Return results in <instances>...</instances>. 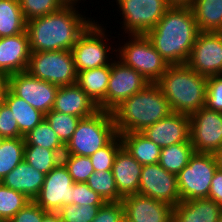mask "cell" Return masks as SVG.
I'll return each mask as SVG.
<instances>
[{
  "instance_id": "obj_1",
  "label": "cell",
  "mask_w": 222,
  "mask_h": 222,
  "mask_svg": "<svg viewBox=\"0 0 222 222\" xmlns=\"http://www.w3.org/2000/svg\"><path fill=\"white\" fill-rule=\"evenodd\" d=\"M78 9V6H63L59 11L26 22L30 52L71 51L95 21L91 15L86 18Z\"/></svg>"
},
{
  "instance_id": "obj_2",
  "label": "cell",
  "mask_w": 222,
  "mask_h": 222,
  "mask_svg": "<svg viewBox=\"0 0 222 222\" xmlns=\"http://www.w3.org/2000/svg\"><path fill=\"white\" fill-rule=\"evenodd\" d=\"M191 8L169 7L145 35L168 65L186 64L199 33Z\"/></svg>"
},
{
  "instance_id": "obj_3",
  "label": "cell",
  "mask_w": 222,
  "mask_h": 222,
  "mask_svg": "<svg viewBox=\"0 0 222 222\" xmlns=\"http://www.w3.org/2000/svg\"><path fill=\"white\" fill-rule=\"evenodd\" d=\"M171 113L169 101L156 83L148 84L112 111L117 134L142 132Z\"/></svg>"
},
{
  "instance_id": "obj_4",
  "label": "cell",
  "mask_w": 222,
  "mask_h": 222,
  "mask_svg": "<svg viewBox=\"0 0 222 222\" xmlns=\"http://www.w3.org/2000/svg\"><path fill=\"white\" fill-rule=\"evenodd\" d=\"M208 77L187 64L169 65L156 82L174 113L190 115L205 106Z\"/></svg>"
},
{
  "instance_id": "obj_5",
  "label": "cell",
  "mask_w": 222,
  "mask_h": 222,
  "mask_svg": "<svg viewBox=\"0 0 222 222\" xmlns=\"http://www.w3.org/2000/svg\"><path fill=\"white\" fill-rule=\"evenodd\" d=\"M117 135L112 112L99 110L80 119L76 130L65 145L64 154L90 157Z\"/></svg>"
},
{
  "instance_id": "obj_6",
  "label": "cell",
  "mask_w": 222,
  "mask_h": 222,
  "mask_svg": "<svg viewBox=\"0 0 222 222\" xmlns=\"http://www.w3.org/2000/svg\"><path fill=\"white\" fill-rule=\"evenodd\" d=\"M123 38L116 46V58L140 73L149 83H156L169 67L167 62L146 35H125Z\"/></svg>"
},
{
  "instance_id": "obj_7",
  "label": "cell",
  "mask_w": 222,
  "mask_h": 222,
  "mask_svg": "<svg viewBox=\"0 0 222 222\" xmlns=\"http://www.w3.org/2000/svg\"><path fill=\"white\" fill-rule=\"evenodd\" d=\"M100 23L94 21L71 49L77 73L107 66L116 59L118 43L112 46L114 43L108 38L112 36L108 35V30L106 32V26Z\"/></svg>"
},
{
  "instance_id": "obj_8",
  "label": "cell",
  "mask_w": 222,
  "mask_h": 222,
  "mask_svg": "<svg viewBox=\"0 0 222 222\" xmlns=\"http://www.w3.org/2000/svg\"><path fill=\"white\" fill-rule=\"evenodd\" d=\"M31 76L58 87L77 82V70L70 50L39 51L30 53L26 70Z\"/></svg>"
},
{
  "instance_id": "obj_9",
  "label": "cell",
  "mask_w": 222,
  "mask_h": 222,
  "mask_svg": "<svg viewBox=\"0 0 222 222\" xmlns=\"http://www.w3.org/2000/svg\"><path fill=\"white\" fill-rule=\"evenodd\" d=\"M122 16L119 26L124 35H145L161 20L169 8L166 0H115ZM125 32V33H124ZM124 34V35H123Z\"/></svg>"
},
{
  "instance_id": "obj_10",
  "label": "cell",
  "mask_w": 222,
  "mask_h": 222,
  "mask_svg": "<svg viewBox=\"0 0 222 222\" xmlns=\"http://www.w3.org/2000/svg\"><path fill=\"white\" fill-rule=\"evenodd\" d=\"M218 169L214 154L196 153L176 175L181 201L208 198L211 180Z\"/></svg>"
},
{
  "instance_id": "obj_11",
  "label": "cell",
  "mask_w": 222,
  "mask_h": 222,
  "mask_svg": "<svg viewBox=\"0 0 222 222\" xmlns=\"http://www.w3.org/2000/svg\"><path fill=\"white\" fill-rule=\"evenodd\" d=\"M189 129L196 153L215 154L222 147V112L201 107L189 115Z\"/></svg>"
},
{
  "instance_id": "obj_12",
  "label": "cell",
  "mask_w": 222,
  "mask_h": 222,
  "mask_svg": "<svg viewBox=\"0 0 222 222\" xmlns=\"http://www.w3.org/2000/svg\"><path fill=\"white\" fill-rule=\"evenodd\" d=\"M8 88L43 114L54 106L58 86L31 76L27 71L15 73L7 78Z\"/></svg>"
},
{
  "instance_id": "obj_13",
  "label": "cell",
  "mask_w": 222,
  "mask_h": 222,
  "mask_svg": "<svg viewBox=\"0 0 222 222\" xmlns=\"http://www.w3.org/2000/svg\"><path fill=\"white\" fill-rule=\"evenodd\" d=\"M138 194L173 207L181 202L177 176L166 171L159 163L142 166Z\"/></svg>"
},
{
  "instance_id": "obj_14",
  "label": "cell",
  "mask_w": 222,
  "mask_h": 222,
  "mask_svg": "<svg viewBox=\"0 0 222 222\" xmlns=\"http://www.w3.org/2000/svg\"><path fill=\"white\" fill-rule=\"evenodd\" d=\"M150 84L140 73L117 58L111 63L106 94V111L112 112L124 100Z\"/></svg>"
},
{
  "instance_id": "obj_15",
  "label": "cell",
  "mask_w": 222,
  "mask_h": 222,
  "mask_svg": "<svg viewBox=\"0 0 222 222\" xmlns=\"http://www.w3.org/2000/svg\"><path fill=\"white\" fill-rule=\"evenodd\" d=\"M74 181L60 162L46 176L40 193L34 201L46 212L57 213L64 205L72 204Z\"/></svg>"
},
{
  "instance_id": "obj_16",
  "label": "cell",
  "mask_w": 222,
  "mask_h": 222,
  "mask_svg": "<svg viewBox=\"0 0 222 222\" xmlns=\"http://www.w3.org/2000/svg\"><path fill=\"white\" fill-rule=\"evenodd\" d=\"M186 64L198 74L222 75V42L216 32H199Z\"/></svg>"
},
{
  "instance_id": "obj_17",
  "label": "cell",
  "mask_w": 222,
  "mask_h": 222,
  "mask_svg": "<svg viewBox=\"0 0 222 222\" xmlns=\"http://www.w3.org/2000/svg\"><path fill=\"white\" fill-rule=\"evenodd\" d=\"M122 204L130 222H173L174 207L168 203L134 194L124 197Z\"/></svg>"
},
{
  "instance_id": "obj_18",
  "label": "cell",
  "mask_w": 222,
  "mask_h": 222,
  "mask_svg": "<svg viewBox=\"0 0 222 222\" xmlns=\"http://www.w3.org/2000/svg\"><path fill=\"white\" fill-rule=\"evenodd\" d=\"M189 130V115L172 112L141 133L159 147L164 148L180 142H191Z\"/></svg>"
},
{
  "instance_id": "obj_19",
  "label": "cell",
  "mask_w": 222,
  "mask_h": 222,
  "mask_svg": "<svg viewBox=\"0 0 222 222\" xmlns=\"http://www.w3.org/2000/svg\"><path fill=\"white\" fill-rule=\"evenodd\" d=\"M30 53L27 31L0 38V76L7 78L26 71Z\"/></svg>"
},
{
  "instance_id": "obj_20",
  "label": "cell",
  "mask_w": 222,
  "mask_h": 222,
  "mask_svg": "<svg viewBox=\"0 0 222 222\" xmlns=\"http://www.w3.org/2000/svg\"><path fill=\"white\" fill-rule=\"evenodd\" d=\"M141 170L142 165L122 146L112 166L117 191L122 198L138 194Z\"/></svg>"
},
{
  "instance_id": "obj_21",
  "label": "cell",
  "mask_w": 222,
  "mask_h": 222,
  "mask_svg": "<svg viewBox=\"0 0 222 222\" xmlns=\"http://www.w3.org/2000/svg\"><path fill=\"white\" fill-rule=\"evenodd\" d=\"M52 110L83 119L94 115L99 107L77 84H73L58 88Z\"/></svg>"
},
{
  "instance_id": "obj_22",
  "label": "cell",
  "mask_w": 222,
  "mask_h": 222,
  "mask_svg": "<svg viewBox=\"0 0 222 222\" xmlns=\"http://www.w3.org/2000/svg\"><path fill=\"white\" fill-rule=\"evenodd\" d=\"M45 176V174L36 170L23 159L0 182L10 189L23 193L27 198L34 201L40 193Z\"/></svg>"
},
{
  "instance_id": "obj_23",
  "label": "cell",
  "mask_w": 222,
  "mask_h": 222,
  "mask_svg": "<svg viewBox=\"0 0 222 222\" xmlns=\"http://www.w3.org/2000/svg\"><path fill=\"white\" fill-rule=\"evenodd\" d=\"M222 207L209 198L179 202L173 209V222H218Z\"/></svg>"
},
{
  "instance_id": "obj_24",
  "label": "cell",
  "mask_w": 222,
  "mask_h": 222,
  "mask_svg": "<svg viewBox=\"0 0 222 222\" xmlns=\"http://www.w3.org/2000/svg\"><path fill=\"white\" fill-rule=\"evenodd\" d=\"M111 64L83 70L77 74L76 84L93 100L99 110L106 111V94Z\"/></svg>"
},
{
  "instance_id": "obj_25",
  "label": "cell",
  "mask_w": 222,
  "mask_h": 222,
  "mask_svg": "<svg viewBox=\"0 0 222 222\" xmlns=\"http://www.w3.org/2000/svg\"><path fill=\"white\" fill-rule=\"evenodd\" d=\"M122 146L142 166L159 163L161 147L141 132L119 134Z\"/></svg>"
},
{
  "instance_id": "obj_26",
  "label": "cell",
  "mask_w": 222,
  "mask_h": 222,
  "mask_svg": "<svg viewBox=\"0 0 222 222\" xmlns=\"http://www.w3.org/2000/svg\"><path fill=\"white\" fill-rule=\"evenodd\" d=\"M4 102L12 111V115L17 121L19 132L23 136L45 118V114L33 108L22 98L17 97L9 88L5 92Z\"/></svg>"
},
{
  "instance_id": "obj_27",
  "label": "cell",
  "mask_w": 222,
  "mask_h": 222,
  "mask_svg": "<svg viewBox=\"0 0 222 222\" xmlns=\"http://www.w3.org/2000/svg\"><path fill=\"white\" fill-rule=\"evenodd\" d=\"M191 9L200 32L222 29V0H194Z\"/></svg>"
},
{
  "instance_id": "obj_28",
  "label": "cell",
  "mask_w": 222,
  "mask_h": 222,
  "mask_svg": "<svg viewBox=\"0 0 222 222\" xmlns=\"http://www.w3.org/2000/svg\"><path fill=\"white\" fill-rule=\"evenodd\" d=\"M26 31L19 0H0V38Z\"/></svg>"
},
{
  "instance_id": "obj_29",
  "label": "cell",
  "mask_w": 222,
  "mask_h": 222,
  "mask_svg": "<svg viewBox=\"0 0 222 222\" xmlns=\"http://www.w3.org/2000/svg\"><path fill=\"white\" fill-rule=\"evenodd\" d=\"M195 150L191 142H180L161 149L159 165L177 175L188 163Z\"/></svg>"
},
{
  "instance_id": "obj_30",
  "label": "cell",
  "mask_w": 222,
  "mask_h": 222,
  "mask_svg": "<svg viewBox=\"0 0 222 222\" xmlns=\"http://www.w3.org/2000/svg\"><path fill=\"white\" fill-rule=\"evenodd\" d=\"M24 139L25 145H38L54 150L61 157L64 154L65 146L45 118L34 129L25 134Z\"/></svg>"
},
{
  "instance_id": "obj_31",
  "label": "cell",
  "mask_w": 222,
  "mask_h": 222,
  "mask_svg": "<svg viewBox=\"0 0 222 222\" xmlns=\"http://www.w3.org/2000/svg\"><path fill=\"white\" fill-rule=\"evenodd\" d=\"M24 147V137L5 138L0 144V181L23 160Z\"/></svg>"
},
{
  "instance_id": "obj_32",
  "label": "cell",
  "mask_w": 222,
  "mask_h": 222,
  "mask_svg": "<svg viewBox=\"0 0 222 222\" xmlns=\"http://www.w3.org/2000/svg\"><path fill=\"white\" fill-rule=\"evenodd\" d=\"M23 159L45 175L61 162V156L56 151L38 145H25Z\"/></svg>"
},
{
  "instance_id": "obj_33",
  "label": "cell",
  "mask_w": 222,
  "mask_h": 222,
  "mask_svg": "<svg viewBox=\"0 0 222 222\" xmlns=\"http://www.w3.org/2000/svg\"><path fill=\"white\" fill-rule=\"evenodd\" d=\"M86 183L93 191L98 193L105 202H118L123 199L117 191L112 170L93 172Z\"/></svg>"
},
{
  "instance_id": "obj_34",
  "label": "cell",
  "mask_w": 222,
  "mask_h": 222,
  "mask_svg": "<svg viewBox=\"0 0 222 222\" xmlns=\"http://www.w3.org/2000/svg\"><path fill=\"white\" fill-rule=\"evenodd\" d=\"M30 201L23 193L17 192L0 182V222H8Z\"/></svg>"
},
{
  "instance_id": "obj_35",
  "label": "cell",
  "mask_w": 222,
  "mask_h": 222,
  "mask_svg": "<svg viewBox=\"0 0 222 222\" xmlns=\"http://www.w3.org/2000/svg\"><path fill=\"white\" fill-rule=\"evenodd\" d=\"M45 119L65 146L74 134L81 118L51 110L49 113L45 114Z\"/></svg>"
},
{
  "instance_id": "obj_36",
  "label": "cell",
  "mask_w": 222,
  "mask_h": 222,
  "mask_svg": "<svg viewBox=\"0 0 222 222\" xmlns=\"http://www.w3.org/2000/svg\"><path fill=\"white\" fill-rule=\"evenodd\" d=\"M61 162L65 165L74 183L87 182L94 171L90 157L63 154Z\"/></svg>"
},
{
  "instance_id": "obj_37",
  "label": "cell",
  "mask_w": 222,
  "mask_h": 222,
  "mask_svg": "<svg viewBox=\"0 0 222 222\" xmlns=\"http://www.w3.org/2000/svg\"><path fill=\"white\" fill-rule=\"evenodd\" d=\"M26 22L59 11L64 5L60 0H19Z\"/></svg>"
},
{
  "instance_id": "obj_38",
  "label": "cell",
  "mask_w": 222,
  "mask_h": 222,
  "mask_svg": "<svg viewBox=\"0 0 222 222\" xmlns=\"http://www.w3.org/2000/svg\"><path fill=\"white\" fill-rule=\"evenodd\" d=\"M122 147V141L117 134L106 146L98 149L90 156L94 171L112 170L113 162L118 150Z\"/></svg>"
},
{
  "instance_id": "obj_39",
  "label": "cell",
  "mask_w": 222,
  "mask_h": 222,
  "mask_svg": "<svg viewBox=\"0 0 222 222\" xmlns=\"http://www.w3.org/2000/svg\"><path fill=\"white\" fill-rule=\"evenodd\" d=\"M100 207L89 204H67L57 213L61 222H91L96 217Z\"/></svg>"
},
{
  "instance_id": "obj_40",
  "label": "cell",
  "mask_w": 222,
  "mask_h": 222,
  "mask_svg": "<svg viewBox=\"0 0 222 222\" xmlns=\"http://www.w3.org/2000/svg\"><path fill=\"white\" fill-rule=\"evenodd\" d=\"M105 203L103 198L93 191L86 182L74 183L72 188V204H89L102 206Z\"/></svg>"
},
{
  "instance_id": "obj_41",
  "label": "cell",
  "mask_w": 222,
  "mask_h": 222,
  "mask_svg": "<svg viewBox=\"0 0 222 222\" xmlns=\"http://www.w3.org/2000/svg\"><path fill=\"white\" fill-rule=\"evenodd\" d=\"M205 107L222 112V75L208 77Z\"/></svg>"
},
{
  "instance_id": "obj_42",
  "label": "cell",
  "mask_w": 222,
  "mask_h": 222,
  "mask_svg": "<svg viewBox=\"0 0 222 222\" xmlns=\"http://www.w3.org/2000/svg\"><path fill=\"white\" fill-rule=\"evenodd\" d=\"M0 136L4 138L24 137L19 132L17 121L5 102L0 106Z\"/></svg>"
},
{
  "instance_id": "obj_43",
  "label": "cell",
  "mask_w": 222,
  "mask_h": 222,
  "mask_svg": "<svg viewBox=\"0 0 222 222\" xmlns=\"http://www.w3.org/2000/svg\"><path fill=\"white\" fill-rule=\"evenodd\" d=\"M47 213L35 201L30 200L8 222H42Z\"/></svg>"
},
{
  "instance_id": "obj_44",
  "label": "cell",
  "mask_w": 222,
  "mask_h": 222,
  "mask_svg": "<svg viewBox=\"0 0 222 222\" xmlns=\"http://www.w3.org/2000/svg\"><path fill=\"white\" fill-rule=\"evenodd\" d=\"M124 216L122 201L105 202L91 222H119Z\"/></svg>"
},
{
  "instance_id": "obj_45",
  "label": "cell",
  "mask_w": 222,
  "mask_h": 222,
  "mask_svg": "<svg viewBox=\"0 0 222 222\" xmlns=\"http://www.w3.org/2000/svg\"><path fill=\"white\" fill-rule=\"evenodd\" d=\"M208 198L222 207V170L217 169L211 180Z\"/></svg>"
},
{
  "instance_id": "obj_46",
  "label": "cell",
  "mask_w": 222,
  "mask_h": 222,
  "mask_svg": "<svg viewBox=\"0 0 222 222\" xmlns=\"http://www.w3.org/2000/svg\"><path fill=\"white\" fill-rule=\"evenodd\" d=\"M169 7H188L191 8L194 0H166Z\"/></svg>"
},
{
  "instance_id": "obj_47",
  "label": "cell",
  "mask_w": 222,
  "mask_h": 222,
  "mask_svg": "<svg viewBox=\"0 0 222 222\" xmlns=\"http://www.w3.org/2000/svg\"><path fill=\"white\" fill-rule=\"evenodd\" d=\"M8 88L7 79L0 76V106L4 102V95Z\"/></svg>"
},
{
  "instance_id": "obj_48",
  "label": "cell",
  "mask_w": 222,
  "mask_h": 222,
  "mask_svg": "<svg viewBox=\"0 0 222 222\" xmlns=\"http://www.w3.org/2000/svg\"><path fill=\"white\" fill-rule=\"evenodd\" d=\"M42 222H61L60 216L58 213L48 212L43 218Z\"/></svg>"
},
{
  "instance_id": "obj_49",
  "label": "cell",
  "mask_w": 222,
  "mask_h": 222,
  "mask_svg": "<svg viewBox=\"0 0 222 222\" xmlns=\"http://www.w3.org/2000/svg\"><path fill=\"white\" fill-rule=\"evenodd\" d=\"M61 1V3L64 5V6H77L78 5V7H80L79 6V4L82 2V1H86V0H60ZM78 3V4H77Z\"/></svg>"
},
{
  "instance_id": "obj_50",
  "label": "cell",
  "mask_w": 222,
  "mask_h": 222,
  "mask_svg": "<svg viewBox=\"0 0 222 222\" xmlns=\"http://www.w3.org/2000/svg\"><path fill=\"white\" fill-rule=\"evenodd\" d=\"M218 169L222 170V147L214 154Z\"/></svg>"
},
{
  "instance_id": "obj_51",
  "label": "cell",
  "mask_w": 222,
  "mask_h": 222,
  "mask_svg": "<svg viewBox=\"0 0 222 222\" xmlns=\"http://www.w3.org/2000/svg\"><path fill=\"white\" fill-rule=\"evenodd\" d=\"M216 33L219 35L222 42V29H219L218 31H216Z\"/></svg>"
},
{
  "instance_id": "obj_52",
  "label": "cell",
  "mask_w": 222,
  "mask_h": 222,
  "mask_svg": "<svg viewBox=\"0 0 222 222\" xmlns=\"http://www.w3.org/2000/svg\"><path fill=\"white\" fill-rule=\"evenodd\" d=\"M119 222H130V221L125 216H123Z\"/></svg>"
},
{
  "instance_id": "obj_53",
  "label": "cell",
  "mask_w": 222,
  "mask_h": 222,
  "mask_svg": "<svg viewBox=\"0 0 222 222\" xmlns=\"http://www.w3.org/2000/svg\"><path fill=\"white\" fill-rule=\"evenodd\" d=\"M218 222H222V212H221L220 215H219V220H218Z\"/></svg>"
},
{
  "instance_id": "obj_54",
  "label": "cell",
  "mask_w": 222,
  "mask_h": 222,
  "mask_svg": "<svg viewBox=\"0 0 222 222\" xmlns=\"http://www.w3.org/2000/svg\"><path fill=\"white\" fill-rule=\"evenodd\" d=\"M4 137L0 136V144L4 141Z\"/></svg>"
}]
</instances>
